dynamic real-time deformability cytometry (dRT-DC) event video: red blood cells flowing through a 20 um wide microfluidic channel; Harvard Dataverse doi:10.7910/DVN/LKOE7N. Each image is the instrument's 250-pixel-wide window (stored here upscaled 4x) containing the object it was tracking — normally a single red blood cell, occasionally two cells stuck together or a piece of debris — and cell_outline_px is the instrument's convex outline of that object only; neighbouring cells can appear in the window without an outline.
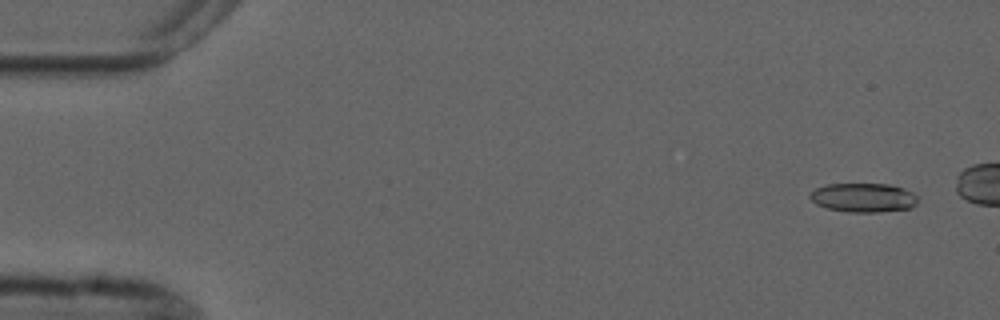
{"species": "common noctule bat (a hibernating species)", "species_latin": "Nyctalus noctula", "temperature_condition": "cold", "stored_images_in_passage": 6, "camera_frame_rate_fps": 3000, "um_per_image_px": 0.085, "animal": {"sex": "male", "forearm_length_mm": 52.5}, "frame": {"image": 1, "passage_image": 1, "time_ms": 0.0, "image_size_px": [1000, 320], "cell_outline_px": [[916, 204], [912, 208], [876, 212], [848, 212], [828, 208], [816, 204], [808, 196], [816, 188], [828, 184], [888, 184], [904, 188], [912, 192], [916, 196]], "centroid_in_image_um": [73.39, 16.8], "position_along_channel_um": 11.6, "area_um2": 18.15}}